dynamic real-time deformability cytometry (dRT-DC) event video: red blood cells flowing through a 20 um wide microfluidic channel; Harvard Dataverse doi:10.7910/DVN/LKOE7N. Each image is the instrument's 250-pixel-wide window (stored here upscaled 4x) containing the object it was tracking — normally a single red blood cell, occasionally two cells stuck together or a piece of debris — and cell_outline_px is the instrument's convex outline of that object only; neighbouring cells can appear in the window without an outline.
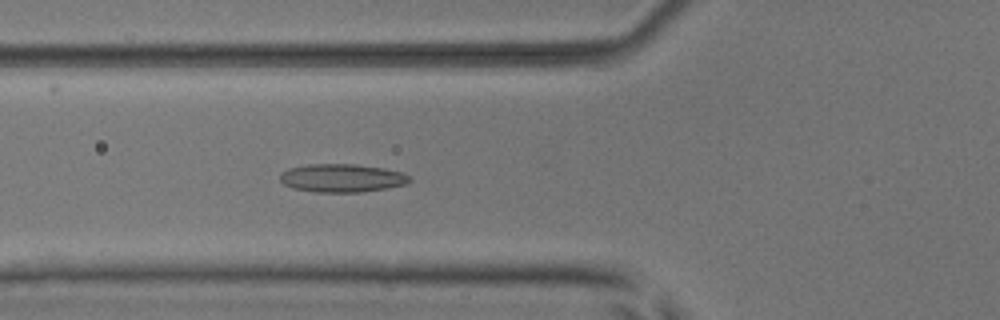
{"species": "common noctule bat (a hibernating species)", "species_latin": "Nyctalus noctula", "temperature_condition": "room temperature", "stored_images_in_passage": 51, "camera_frame_rate_fps": 3000, "um_per_image_px": 0.085, "animal": {"sex": "male", "body_mass_g": 17.9, "forearm_length_mm": 54.2}, "frame": {"image": 1, "passage_image": 19, "time_ms": 6.0, "image_size_px": [1000, 320], "cell_outline_px": [[412, 180], [404, 184], [384, 188], [360, 192], [316, 192], [292, 188], [284, 184], [280, 180], [280, 172], [288, 168], [308, 164], [356, 164], [384, 168], [400, 172], [408, 176]], "centroid_in_image_um": [29.0, 15.12], "position_along_channel_um": 96.8, "area_um2": 21.21}}
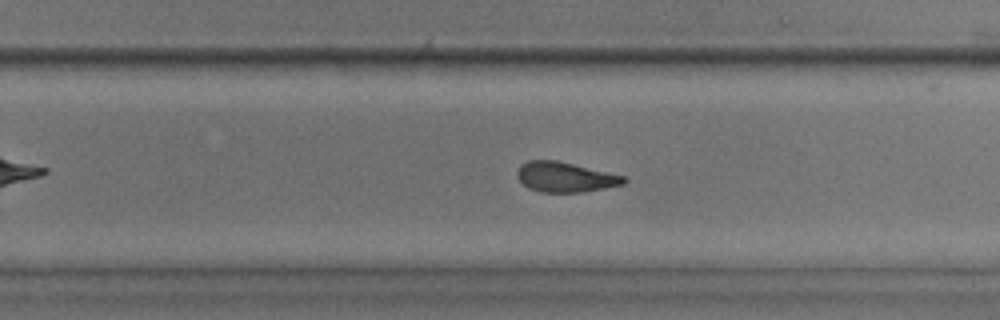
{"frame": {"image": 2, "passage_image": 33, "time_ms": 10.667, "image_size_px": [1000, 320], "cell_outline_px": [[628, 180], [624, 184], [604, 188], [580, 192], [540, 192], [528, 188], [516, 176], [516, 172], [520, 164], [528, 160], [556, 160], [624, 176]], "centroid_in_image_um": [48.0, 15.05], "position_along_channel_um": 281.8, "area_um2": 18.55}}
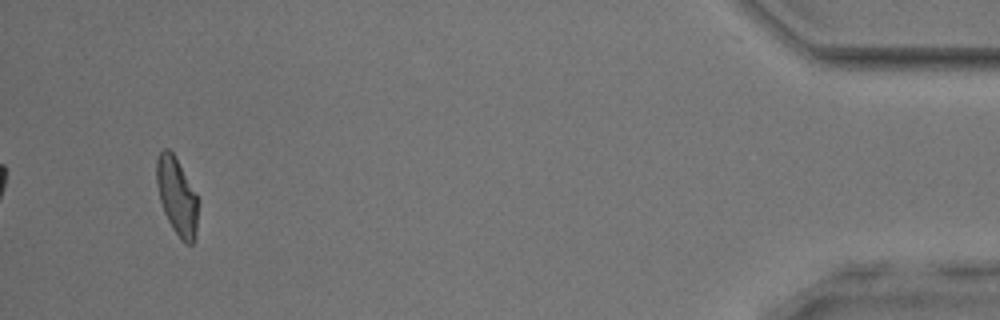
{"frame": {"image": 3, "passage_image": 49, "time_ms": 16.0, "image_size_px": [1000, 320], "cell_outline_px": [[196, 236], [192, 244], [184, 244], [180, 240], [172, 228], [164, 212], [160, 200], [156, 184], [156, 160], [160, 152], [164, 148], [168, 148], [172, 152], [196, 196]], "centroid_in_image_um": [14.99, 16.72], "position_along_channel_um": 420.2, "area_um2": 18.15}, "authors_computed_cell_mechanics": {"area_um2": 19.5942, "velocity_mm_per_s": 3.9735, "shape_relaxation_time_tau1_ms": null, "shape_relaxation_time_tau2_ms": 2.152, "deformation_change_tau1": null, "deformation_change_tau2": 0.0923}}